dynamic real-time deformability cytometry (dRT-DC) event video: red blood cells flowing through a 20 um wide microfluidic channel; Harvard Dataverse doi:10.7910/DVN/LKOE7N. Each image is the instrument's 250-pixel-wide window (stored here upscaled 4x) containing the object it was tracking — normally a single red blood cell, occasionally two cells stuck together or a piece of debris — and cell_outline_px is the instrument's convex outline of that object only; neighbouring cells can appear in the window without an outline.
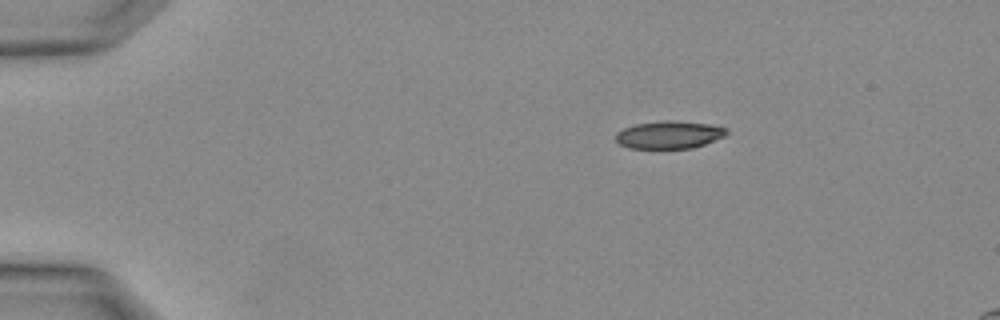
{"species": "Egyptian fruit bat (a non-hibernating species)", "species_latin": "Rousettus aegyptiacus", "temperature_condition": "warm", "stored_images_in_passage": 2, "camera_frame_rate_fps": 3000, "um_per_image_px": 0.085, "animal": {"sex": "female"}, "frame": {"image": 1, "passage_image": 1, "time_ms": 0.0, "image_size_px": [1000, 320], "cell_outline_px": [[728, 132], [724, 136], [704, 144], [692, 148], [628, 148], [620, 144], [616, 140], [616, 132], [624, 128], [636, 124], [668, 120], [708, 124], [724, 128]], "centroid_in_image_um": [56.84, 11.46], "position_along_channel_um": 28.2, "area_um2": 17.51}}